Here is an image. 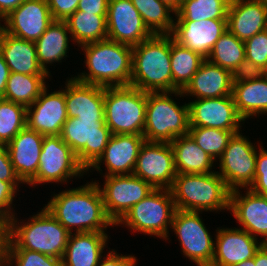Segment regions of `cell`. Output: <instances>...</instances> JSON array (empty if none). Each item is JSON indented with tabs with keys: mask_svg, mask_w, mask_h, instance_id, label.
<instances>
[{
	"mask_svg": "<svg viewBox=\"0 0 267 266\" xmlns=\"http://www.w3.org/2000/svg\"><path fill=\"white\" fill-rule=\"evenodd\" d=\"M49 213L70 233L105 232L113 221L107 216L99 182L53 194L45 205Z\"/></svg>",
	"mask_w": 267,
	"mask_h": 266,
	"instance_id": "1",
	"label": "cell"
},
{
	"mask_svg": "<svg viewBox=\"0 0 267 266\" xmlns=\"http://www.w3.org/2000/svg\"><path fill=\"white\" fill-rule=\"evenodd\" d=\"M29 219L25 223L15 215L9 219L3 226L2 248H24L62 259L70 232L45 207Z\"/></svg>",
	"mask_w": 267,
	"mask_h": 266,
	"instance_id": "2",
	"label": "cell"
},
{
	"mask_svg": "<svg viewBox=\"0 0 267 266\" xmlns=\"http://www.w3.org/2000/svg\"><path fill=\"white\" fill-rule=\"evenodd\" d=\"M85 53L89 72L74 78L82 83L115 87L130 85L132 75V46L110 39L80 46Z\"/></svg>",
	"mask_w": 267,
	"mask_h": 266,
	"instance_id": "3",
	"label": "cell"
},
{
	"mask_svg": "<svg viewBox=\"0 0 267 266\" xmlns=\"http://www.w3.org/2000/svg\"><path fill=\"white\" fill-rule=\"evenodd\" d=\"M171 34H153L132 47L130 86L144 92H172Z\"/></svg>",
	"mask_w": 267,
	"mask_h": 266,
	"instance_id": "4",
	"label": "cell"
},
{
	"mask_svg": "<svg viewBox=\"0 0 267 266\" xmlns=\"http://www.w3.org/2000/svg\"><path fill=\"white\" fill-rule=\"evenodd\" d=\"M170 190L176 209L201 213L229 210L231 190L218 171L177 174Z\"/></svg>",
	"mask_w": 267,
	"mask_h": 266,
	"instance_id": "5",
	"label": "cell"
},
{
	"mask_svg": "<svg viewBox=\"0 0 267 266\" xmlns=\"http://www.w3.org/2000/svg\"><path fill=\"white\" fill-rule=\"evenodd\" d=\"M184 97L183 92H147L146 120L143 136L148 142L171 143L189 131V105L178 106L171 98Z\"/></svg>",
	"mask_w": 267,
	"mask_h": 266,
	"instance_id": "6",
	"label": "cell"
},
{
	"mask_svg": "<svg viewBox=\"0 0 267 266\" xmlns=\"http://www.w3.org/2000/svg\"><path fill=\"white\" fill-rule=\"evenodd\" d=\"M147 92L133 86L105 87V122L112 134L143 135Z\"/></svg>",
	"mask_w": 267,
	"mask_h": 266,
	"instance_id": "7",
	"label": "cell"
},
{
	"mask_svg": "<svg viewBox=\"0 0 267 266\" xmlns=\"http://www.w3.org/2000/svg\"><path fill=\"white\" fill-rule=\"evenodd\" d=\"M176 210L170 189H154L135 204L115 226L123 224L134 233L154 235L166 241L169 239L168 229L171 228Z\"/></svg>",
	"mask_w": 267,
	"mask_h": 266,
	"instance_id": "8",
	"label": "cell"
},
{
	"mask_svg": "<svg viewBox=\"0 0 267 266\" xmlns=\"http://www.w3.org/2000/svg\"><path fill=\"white\" fill-rule=\"evenodd\" d=\"M105 120L70 118L63 124L60 136L76 154L86 172L102 156L111 136Z\"/></svg>",
	"mask_w": 267,
	"mask_h": 266,
	"instance_id": "9",
	"label": "cell"
},
{
	"mask_svg": "<svg viewBox=\"0 0 267 266\" xmlns=\"http://www.w3.org/2000/svg\"><path fill=\"white\" fill-rule=\"evenodd\" d=\"M87 174L76 154L61 136H44L36 175L27 183L37 186L42 183H65L71 178Z\"/></svg>",
	"mask_w": 267,
	"mask_h": 266,
	"instance_id": "10",
	"label": "cell"
},
{
	"mask_svg": "<svg viewBox=\"0 0 267 266\" xmlns=\"http://www.w3.org/2000/svg\"><path fill=\"white\" fill-rule=\"evenodd\" d=\"M200 212L179 210L175 211L171 229L178 237L183 255L196 263L197 266H210L215 241L208 232Z\"/></svg>",
	"mask_w": 267,
	"mask_h": 266,
	"instance_id": "11",
	"label": "cell"
},
{
	"mask_svg": "<svg viewBox=\"0 0 267 266\" xmlns=\"http://www.w3.org/2000/svg\"><path fill=\"white\" fill-rule=\"evenodd\" d=\"M241 134V132L233 134L219 158L218 174L231 191L249 188L255 177L258 150L249 138Z\"/></svg>",
	"mask_w": 267,
	"mask_h": 266,
	"instance_id": "12",
	"label": "cell"
},
{
	"mask_svg": "<svg viewBox=\"0 0 267 266\" xmlns=\"http://www.w3.org/2000/svg\"><path fill=\"white\" fill-rule=\"evenodd\" d=\"M100 191L107 216L116 224L135 204L149 195L154 188L134 174L104 176Z\"/></svg>",
	"mask_w": 267,
	"mask_h": 266,
	"instance_id": "13",
	"label": "cell"
},
{
	"mask_svg": "<svg viewBox=\"0 0 267 266\" xmlns=\"http://www.w3.org/2000/svg\"><path fill=\"white\" fill-rule=\"evenodd\" d=\"M133 174L154 189H170L177 175L170 143L145 141L140 149Z\"/></svg>",
	"mask_w": 267,
	"mask_h": 266,
	"instance_id": "14",
	"label": "cell"
},
{
	"mask_svg": "<svg viewBox=\"0 0 267 266\" xmlns=\"http://www.w3.org/2000/svg\"><path fill=\"white\" fill-rule=\"evenodd\" d=\"M189 127H209L234 134L240 132L241 123L245 121L238 113L232 95L196 99L190 101Z\"/></svg>",
	"mask_w": 267,
	"mask_h": 266,
	"instance_id": "15",
	"label": "cell"
},
{
	"mask_svg": "<svg viewBox=\"0 0 267 266\" xmlns=\"http://www.w3.org/2000/svg\"><path fill=\"white\" fill-rule=\"evenodd\" d=\"M106 20L107 39L118 43L133 47L153 35L131 0H109Z\"/></svg>",
	"mask_w": 267,
	"mask_h": 266,
	"instance_id": "16",
	"label": "cell"
},
{
	"mask_svg": "<svg viewBox=\"0 0 267 266\" xmlns=\"http://www.w3.org/2000/svg\"><path fill=\"white\" fill-rule=\"evenodd\" d=\"M47 86L39 97L26 107V126L43 136H60L68 115L65 88L47 93Z\"/></svg>",
	"mask_w": 267,
	"mask_h": 266,
	"instance_id": "17",
	"label": "cell"
},
{
	"mask_svg": "<svg viewBox=\"0 0 267 266\" xmlns=\"http://www.w3.org/2000/svg\"><path fill=\"white\" fill-rule=\"evenodd\" d=\"M3 21L4 32L35 42L53 22V18L47 0H24Z\"/></svg>",
	"mask_w": 267,
	"mask_h": 266,
	"instance_id": "18",
	"label": "cell"
},
{
	"mask_svg": "<svg viewBox=\"0 0 267 266\" xmlns=\"http://www.w3.org/2000/svg\"><path fill=\"white\" fill-rule=\"evenodd\" d=\"M228 30L227 20L174 21V41L207 59L215 43Z\"/></svg>",
	"mask_w": 267,
	"mask_h": 266,
	"instance_id": "19",
	"label": "cell"
},
{
	"mask_svg": "<svg viewBox=\"0 0 267 266\" xmlns=\"http://www.w3.org/2000/svg\"><path fill=\"white\" fill-rule=\"evenodd\" d=\"M145 141L143 135L113 134L102 156L90 169L102 173L100 167L103 163L107 171L103 176L133 174L136 160Z\"/></svg>",
	"mask_w": 267,
	"mask_h": 266,
	"instance_id": "20",
	"label": "cell"
},
{
	"mask_svg": "<svg viewBox=\"0 0 267 266\" xmlns=\"http://www.w3.org/2000/svg\"><path fill=\"white\" fill-rule=\"evenodd\" d=\"M210 266H233L251 259L263 245L241 228H217Z\"/></svg>",
	"mask_w": 267,
	"mask_h": 266,
	"instance_id": "21",
	"label": "cell"
},
{
	"mask_svg": "<svg viewBox=\"0 0 267 266\" xmlns=\"http://www.w3.org/2000/svg\"><path fill=\"white\" fill-rule=\"evenodd\" d=\"M246 195L242 196L239 189L230 193L229 211L233 213L241 229L247 231L256 239L264 236L262 243H267V197L246 188Z\"/></svg>",
	"mask_w": 267,
	"mask_h": 266,
	"instance_id": "22",
	"label": "cell"
},
{
	"mask_svg": "<svg viewBox=\"0 0 267 266\" xmlns=\"http://www.w3.org/2000/svg\"><path fill=\"white\" fill-rule=\"evenodd\" d=\"M105 87L86 84L74 77L66 80L65 101L70 118L105 120Z\"/></svg>",
	"mask_w": 267,
	"mask_h": 266,
	"instance_id": "23",
	"label": "cell"
},
{
	"mask_svg": "<svg viewBox=\"0 0 267 266\" xmlns=\"http://www.w3.org/2000/svg\"><path fill=\"white\" fill-rule=\"evenodd\" d=\"M227 28L242 41L266 30V0H230L227 12Z\"/></svg>",
	"mask_w": 267,
	"mask_h": 266,
	"instance_id": "24",
	"label": "cell"
},
{
	"mask_svg": "<svg viewBox=\"0 0 267 266\" xmlns=\"http://www.w3.org/2000/svg\"><path fill=\"white\" fill-rule=\"evenodd\" d=\"M44 136L25 126L5 147L17 176L27 184L37 173Z\"/></svg>",
	"mask_w": 267,
	"mask_h": 266,
	"instance_id": "25",
	"label": "cell"
},
{
	"mask_svg": "<svg viewBox=\"0 0 267 266\" xmlns=\"http://www.w3.org/2000/svg\"><path fill=\"white\" fill-rule=\"evenodd\" d=\"M232 89V72L205 59L182 92L184 96L208 99L232 95Z\"/></svg>",
	"mask_w": 267,
	"mask_h": 266,
	"instance_id": "26",
	"label": "cell"
},
{
	"mask_svg": "<svg viewBox=\"0 0 267 266\" xmlns=\"http://www.w3.org/2000/svg\"><path fill=\"white\" fill-rule=\"evenodd\" d=\"M108 239L105 232L70 233L63 266H97Z\"/></svg>",
	"mask_w": 267,
	"mask_h": 266,
	"instance_id": "27",
	"label": "cell"
},
{
	"mask_svg": "<svg viewBox=\"0 0 267 266\" xmlns=\"http://www.w3.org/2000/svg\"><path fill=\"white\" fill-rule=\"evenodd\" d=\"M0 51L9 71L27 75H50L39 65L34 41L18 38L4 31L0 35Z\"/></svg>",
	"mask_w": 267,
	"mask_h": 266,
	"instance_id": "28",
	"label": "cell"
},
{
	"mask_svg": "<svg viewBox=\"0 0 267 266\" xmlns=\"http://www.w3.org/2000/svg\"><path fill=\"white\" fill-rule=\"evenodd\" d=\"M177 174L212 173L214 159L202 150L187 134L178 136L171 143Z\"/></svg>",
	"mask_w": 267,
	"mask_h": 266,
	"instance_id": "29",
	"label": "cell"
},
{
	"mask_svg": "<svg viewBox=\"0 0 267 266\" xmlns=\"http://www.w3.org/2000/svg\"><path fill=\"white\" fill-rule=\"evenodd\" d=\"M69 28L66 21L53 20L43 35L35 41L39 65L50 73L47 65L62 62L69 49ZM54 62V63H53Z\"/></svg>",
	"mask_w": 267,
	"mask_h": 266,
	"instance_id": "30",
	"label": "cell"
},
{
	"mask_svg": "<svg viewBox=\"0 0 267 266\" xmlns=\"http://www.w3.org/2000/svg\"><path fill=\"white\" fill-rule=\"evenodd\" d=\"M232 97L244 120L267 114V76L233 84Z\"/></svg>",
	"mask_w": 267,
	"mask_h": 266,
	"instance_id": "31",
	"label": "cell"
},
{
	"mask_svg": "<svg viewBox=\"0 0 267 266\" xmlns=\"http://www.w3.org/2000/svg\"><path fill=\"white\" fill-rule=\"evenodd\" d=\"M107 15L76 10L67 20L72 41L79 46L107 39Z\"/></svg>",
	"mask_w": 267,
	"mask_h": 266,
	"instance_id": "32",
	"label": "cell"
},
{
	"mask_svg": "<svg viewBox=\"0 0 267 266\" xmlns=\"http://www.w3.org/2000/svg\"><path fill=\"white\" fill-rule=\"evenodd\" d=\"M205 59L174 41L171 35L172 92L183 91Z\"/></svg>",
	"mask_w": 267,
	"mask_h": 266,
	"instance_id": "33",
	"label": "cell"
},
{
	"mask_svg": "<svg viewBox=\"0 0 267 266\" xmlns=\"http://www.w3.org/2000/svg\"><path fill=\"white\" fill-rule=\"evenodd\" d=\"M50 76L11 72L2 98L29 107L46 87L45 80Z\"/></svg>",
	"mask_w": 267,
	"mask_h": 266,
	"instance_id": "34",
	"label": "cell"
},
{
	"mask_svg": "<svg viewBox=\"0 0 267 266\" xmlns=\"http://www.w3.org/2000/svg\"><path fill=\"white\" fill-rule=\"evenodd\" d=\"M142 16L144 24L153 34H171L175 11L160 0H131Z\"/></svg>",
	"mask_w": 267,
	"mask_h": 266,
	"instance_id": "35",
	"label": "cell"
},
{
	"mask_svg": "<svg viewBox=\"0 0 267 266\" xmlns=\"http://www.w3.org/2000/svg\"><path fill=\"white\" fill-rule=\"evenodd\" d=\"M230 0H182L175 21L227 20ZM177 19V20H176Z\"/></svg>",
	"mask_w": 267,
	"mask_h": 266,
	"instance_id": "36",
	"label": "cell"
},
{
	"mask_svg": "<svg viewBox=\"0 0 267 266\" xmlns=\"http://www.w3.org/2000/svg\"><path fill=\"white\" fill-rule=\"evenodd\" d=\"M245 59L244 41L229 30L215 43L207 60L232 72Z\"/></svg>",
	"mask_w": 267,
	"mask_h": 266,
	"instance_id": "37",
	"label": "cell"
},
{
	"mask_svg": "<svg viewBox=\"0 0 267 266\" xmlns=\"http://www.w3.org/2000/svg\"><path fill=\"white\" fill-rule=\"evenodd\" d=\"M26 126V107L0 97V145L6 146Z\"/></svg>",
	"mask_w": 267,
	"mask_h": 266,
	"instance_id": "38",
	"label": "cell"
},
{
	"mask_svg": "<svg viewBox=\"0 0 267 266\" xmlns=\"http://www.w3.org/2000/svg\"><path fill=\"white\" fill-rule=\"evenodd\" d=\"M188 134L202 150L217 162L234 133L217 128L189 127Z\"/></svg>",
	"mask_w": 267,
	"mask_h": 266,
	"instance_id": "39",
	"label": "cell"
},
{
	"mask_svg": "<svg viewBox=\"0 0 267 266\" xmlns=\"http://www.w3.org/2000/svg\"><path fill=\"white\" fill-rule=\"evenodd\" d=\"M2 262L4 266H63L62 259L24 248H2Z\"/></svg>",
	"mask_w": 267,
	"mask_h": 266,
	"instance_id": "40",
	"label": "cell"
},
{
	"mask_svg": "<svg viewBox=\"0 0 267 266\" xmlns=\"http://www.w3.org/2000/svg\"><path fill=\"white\" fill-rule=\"evenodd\" d=\"M245 58L267 71V29L244 41Z\"/></svg>",
	"mask_w": 267,
	"mask_h": 266,
	"instance_id": "41",
	"label": "cell"
},
{
	"mask_svg": "<svg viewBox=\"0 0 267 266\" xmlns=\"http://www.w3.org/2000/svg\"><path fill=\"white\" fill-rule=\"evenodd\" d=\"M21 183L24 184L23 182H4L0 180V225L2 227L16 214L12 212L13 207L11 205L14 197H16L17 190H19L18 184Z\"/></svg>",
	"mask_w": 267,
	"mask_h": 266,
	"instance_id": "42",
	"label": "cell"
},
{
	"mask_svg": "<svg viewBox=\"0 0 267 266\" xmlns=\"http://www.w3.org/2000/svg\"><path fill=\"white\" fill-rule=\"evenodd\" d=\"M258 146L254 182L249 189L267 197V150L261 144Z\"/></svg>",
	"mask_w": 267,
	"mask_h": 266,
	"instance_id": "43",
	"label": "cell"
},
{
	"mask_svg": "<svg viewBox=\"0 0 267 266\" xmlns=\"http://www.w3.org/2000/svg\"><path fill=\"white\" fill-rule=\"evenodd\" d=\"M266 71L246 58L232 71L233 84L259 79Z\"/></svg>",
	"mask_w": 267,
	"mask_h": 266,
	"instance_id": "44",
	"label": "cell"
},
{
	"mask_svg": "<svg viewBox=\"0 0 267 266\" xmlns=\"http://www.w3.org/2000/svg\"><path fill=\"white\" fill-rule=\"evenodd\" d=\"M80 0H47L53 20L66 21L78 7Z\"/></svg>",
	"mask_w": 267,
	"mask_h": 266,
	"instance_id": "45",
	"label": "cell"
},
{
	"mask_svg": "<svg viewBox=\"0 0 267 266\" xmlns=\"http://www.w3.org/2000/svg\"><path fill=\"white\" fill-rule=\"evenodd\" d=\"M0 180L4 182H22L17 176L7 148L0 145Z\"/></svg>",
	"mask_w": 267,
	"mask_h": 266,
	"instance_id": "46",
	"label": "cell"
},
{
	"mask_svg": "<svg viewBox=\"0 0 267 266\" xmlns=\"http://www.w3.org/2000/svg\"><path fill=\"white\" fill-rule=\"evenodd\" d=\"M103 259V260H102ZM136 257L132 255H120L114 249L109 251L105 259L101 258L97 266H135Z\"/></svg>",
	"mask_w": 267,
	"mask_h": 266,
	"instance_id": "47",
	"label": "cell"
},
{
	"mask_svg": "<svg viewBox=\"0 0 267 266\" xmlns=\"http://www.w3.org/2000/svg\"><path fill=\"white\" fill-rule=\"evenodd\" d=\"M108 5L109 0H80L77 10L94 15H107Z\"/></svg>",
	"mask_w": 267,
	"mask_h": 266,
	"instance_id": "48",
	"label": "cell"
},
{
	"mask_svg": "<svg viewBox=\"0 0 267 266\" xmlns=\"http://www.w3.org/2000/svg\"><path fill=\"white\" fill-rule=\"evenodd\" d=\"M10 71L0 51V97H3Z\"/></svg>",
	"mask_w": 267,
	"mask_h": 266,
	"instance_id": "49",
	"label": "cell"
},
{
	"mask_svg": "<svg viewBox=\"0 0 267 266\" xmlns=\"http://www.w3.org/2000/svg\"><path fill=\"white\" fill-rule=\"evenodd\" d=\"M24 0H0V18H5L12 10L19 7Z\"/></svg>",
	"mask_w": 267,
	"mask_h": 266,
	"instance_id": "50",
	"label": "cell"
},
{
	"mask_svg": "<svg viewBox=\"0 0 267 266\" xmlns=\"http://www.w3.org/2000/svg\"><path fill=\"white\" fill-rule=\"evenodd\" d=\"M255 266H267V247L263 244L254 255Z\"/></svg>",
	"mask_w": 267,
	"mask_h": 266,
	"instance_id": "51",
	"label": "cell"
},
{
	"mask_svg": "<svg viewBox=\"0 0 267 266\" xmlns=\"http://www.w3.org/2000/svg\"><path fill=\"white\" fill-rule=\"evenodd\" d=\"M161 2H164L167 4L170 8H172L175 12L179 9L182 0H160Z\"/></svg>",
	"mask_w": 267,
	"mask_h": 266,
	"instance_id": "52",
	"label": "cell"
},
{
	"mask_svg": "<svg viewBox=\"0 0 267 266\" xmlns=\"http://www.w3.org/2000/svg\"><path fill=\"white\" fill-rule=\"evenodd\" d=\"M233 266H255V260L254 257L245 261H242L239 264H235Z\"/></svg>",
	"mask_w": 267,
	"mask_h": 266,
	"instance_id": "53",
	"label": "cell"
},
{
	"mask_svg": "<svg viewBox=\"0 0 267 266\" xmlns=\"http://www.w3.org/2000/svg\"><path fill=\"white\" fill-rule=\"evenodd\" d=\"M2 235H3V227L0 225V251H2Z\"/></svg>",
	"mask_w": 267,
	"mask_h": 266,
	"instance_id": "54",
	"label": "cell"
},
{
	"mask_svg": "<svg viewBox=\"0 0 267 266\" xmlns=\"http://www.w3.org/2000/svg\"><path fill=\"white\" fill-rule=\"evenodd\" d=\"M0 21H2L3 22V19L2 18H0ZM3 31V25H1V23H0V35H1V32Z\"/></svg>",
	"mask_w": 267,
	"mask_h": 266,
	"instance_id": "55",
	"label": "cell"
},
{
	"mask_svg": "<svg viewBox=\"0 0 267 266\" xmlns=\"http://www.w3.org/2000/svg\"><path fill=\"white\" fill-rule=\"evenodd\" d=\"M2 263V251H0V266H4Z\"/></svg>",
	"mask_w": 267,
	"mask_h": 266,
	"instance_id": "56",
	"label": "cell"
}]
</instances>
